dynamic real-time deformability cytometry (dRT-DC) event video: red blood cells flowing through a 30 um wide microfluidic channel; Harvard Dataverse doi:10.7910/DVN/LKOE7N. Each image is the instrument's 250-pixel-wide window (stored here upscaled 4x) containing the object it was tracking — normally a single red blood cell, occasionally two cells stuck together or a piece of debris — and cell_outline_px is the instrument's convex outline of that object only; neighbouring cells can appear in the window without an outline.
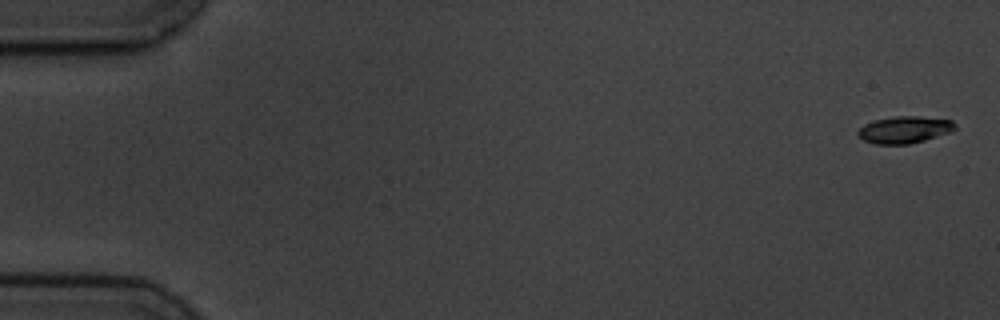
{"species": "common noctule bat (a hibernating species)", "species_latin": "Nyctalus noctula", "temperature_condition": "cold", "stored_images_in_passage": 5, "camera_frame_rate_fps": 3000, "um_per_image_px": 0.085, "animal": {"sex": "male", "body_mass_g": 19.5, "forearm_length_mm": 54.6}, "frame": {"image": 1, "passage_image": 1, "time_ms": 0.0, "image_size_px": [1000, 320], "cell_outline_px": [[956, 128], [952, 132], [924, 140], [908, 144], [876, 144], [864, 140], [856, 136], [856, 132], [864, 124], [872, 120], [896, 116], [920, 116], [952, 120], [956, 124]], "centroid_in_image_um": [76.87, 11.02], "position_along_channel_um": 8.1, "area_um2": 15.43}}
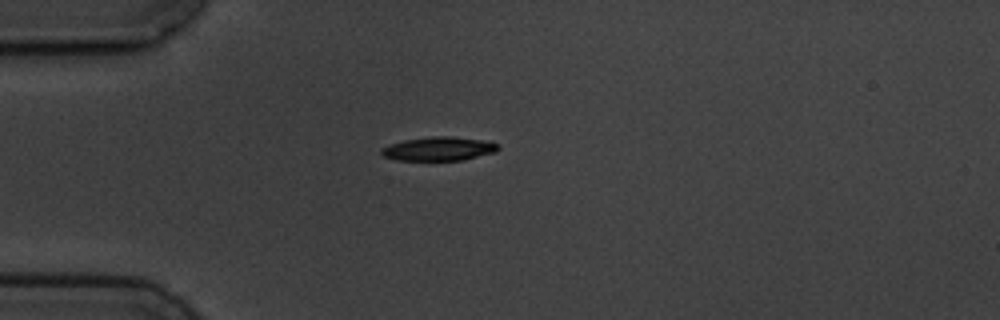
{"frame": {"image": 2, "passage_image": 5, "time_ms": 4.667, "image_size_px": [1000, 320], "cell_outline_px": [[500, 148], [496, 152], [460, 160], [396, 160], [384, 156], [380, 152], [380, 148], [404, 140], [436, 136], [448, 136], [480, 140], [500, 144]], "centroid_in_image_um": [37.29, 12.65], "position_along_channel_um": 47.7, "area_um2": 15.95}}